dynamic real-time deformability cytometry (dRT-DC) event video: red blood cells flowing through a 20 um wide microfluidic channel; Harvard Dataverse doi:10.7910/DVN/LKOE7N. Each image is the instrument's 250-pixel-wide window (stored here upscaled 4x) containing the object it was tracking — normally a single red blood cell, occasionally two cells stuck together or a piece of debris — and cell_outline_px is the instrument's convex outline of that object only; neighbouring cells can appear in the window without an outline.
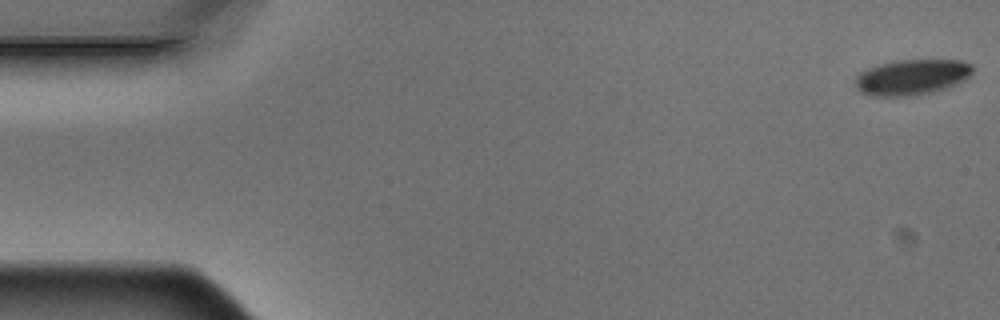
{"species": "Egyptian fruit bat (a non-hibernating species)", "species_latin": "Rousettus aegyptiacus", "temperature_condition": "warm", "stored_images_in_passage": 4, "camera_frame_rate_fps": 3000, "um_per_image_px": 0.085, "animal": {"sex": "male"}, "frame": {"image": 1, "passage_image": 1, "time_ms": 0.0, "image_size_px": [1000, 320], "cell_outline_px": [[972, 72], [964, 80], [956, 84], [932, 92], [916, 96], [872, 96], [860, 92], [856, 88], [856, 76], [860, 72], [868, 68], [880, 64], [896, 60], [964, 60], [972, 64]], "centroid_in_image_um": [77.5, 6.56], "position_along_channel_um": 7.5, "area_um2": 24.39}}
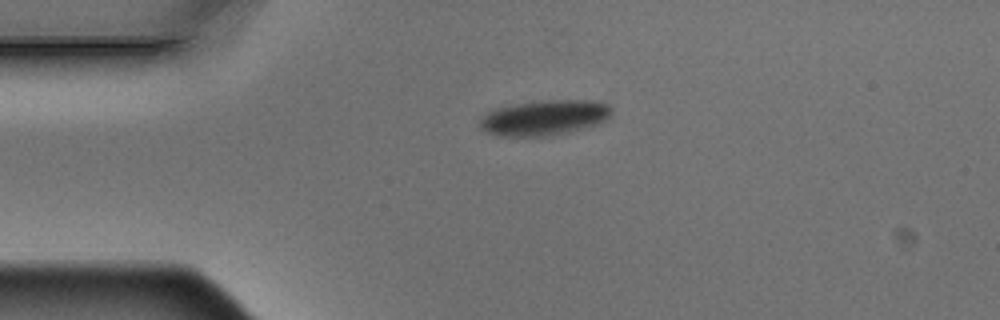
{"frame": {"image": 2, "passage_image": 4, "time_ms": 1.0, "image_size_px": [1000, 320], "cell_outline_px": [[612, 112], [608, 120], [600, 124], [564, 132], [544, 136], [500, 136], [488, 132], [480, 128], [480, 120], [488, 112], [496, 108], [516, 104], [552, 100], [596, 100], [608, 104], [612, 108]], "centroid_in_image_um": [46.33, 9.99], "position_along_channel_um": 38.7, "area_um2": 26.82}}